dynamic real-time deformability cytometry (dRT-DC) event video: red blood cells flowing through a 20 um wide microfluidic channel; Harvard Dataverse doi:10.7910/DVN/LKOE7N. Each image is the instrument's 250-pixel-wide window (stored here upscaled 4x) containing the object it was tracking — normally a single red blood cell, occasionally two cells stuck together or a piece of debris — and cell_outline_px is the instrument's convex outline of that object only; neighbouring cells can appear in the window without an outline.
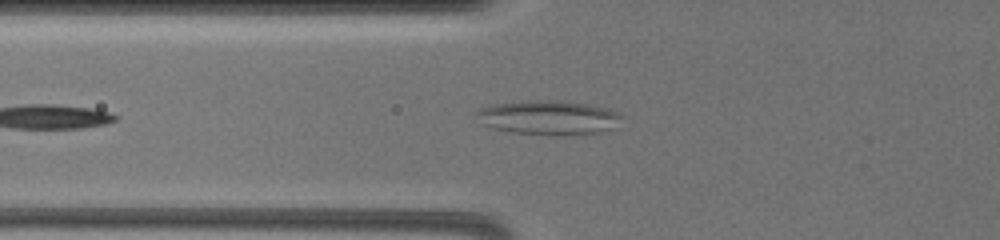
{"species": "common noctule bat (a hibernating species)", "species_latin": "Nyctalus noctula", "temperature_condition": "warm", "stored_images_in_passage": 20, "camera_frame_rate_fps": 3000, "um_per_image_px": 0.085, "animal": {"sex": "female", "body_mass_g": 19.5, "forearm_length_mm": 54.1}, "frame": {"image": 1, "passage_image": 12, "time_ms": 2.333, "image_size_px": [1000, 240], "cell_outline_px": [[620, 116], [608, 128], [600, 132], [552, 136], [512, 132], [496, 128], [488, 124], [476, 112], [484, 108], [500, 104], [536, 100], [560, 100], [588, 104], [604, 108]], "centroid_in_image_um": [46.63, 10.0], "position_along_channel_um": 79.2, "area_um2": 27.51}}
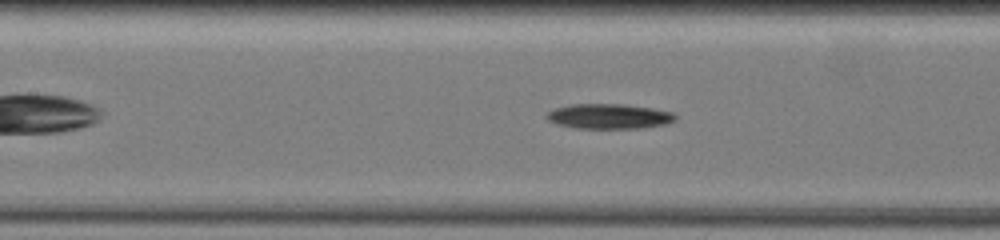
{"frame": {"image": 2, "passage_image": 17, "time_ms": 3.333, "image_size_px": [1000, 240], "cell_outline_px": [[676, 120], [664, 124], [644, 128], [576, 128], [556, 124], [548, 120], [544, 116], [548, 112], [556, 108], [572, 104], [620, 104], [652, 108], [672, 112], [676, 116]], "centroid_in_image_um": [51.75, 9.89], "position_along_channel_um": 155.6, "area_um2": 18.67}}